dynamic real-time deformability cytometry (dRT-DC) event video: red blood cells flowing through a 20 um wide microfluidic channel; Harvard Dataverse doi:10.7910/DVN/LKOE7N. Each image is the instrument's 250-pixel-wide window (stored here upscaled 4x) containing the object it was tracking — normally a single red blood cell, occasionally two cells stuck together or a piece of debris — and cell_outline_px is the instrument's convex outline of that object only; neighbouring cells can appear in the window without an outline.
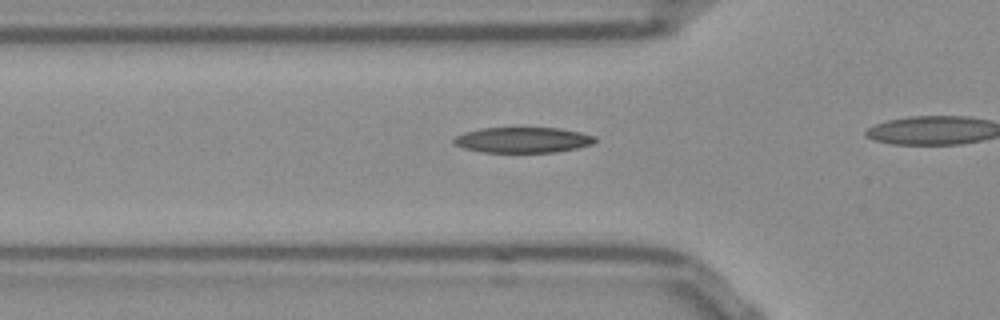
{"species": "Egyptian fruit bat (a non-hibernating species)", "species_latin": "Rousettus aegyptiacus", "temperature_condition": "room temperature", "stored_images_in_passage": 18, "camera_frame_rate_fps": 3000, "um_per_image_px": 0.085, "frame": {"image": 1, "passage_image": 13, "time_ms": 4.0, "image_size_px": [1000, 320], "cell_outline_px": [[596, 140], [592, 144], [576, 148], [556, 152], [484, 152], [464, 148], [452, 144], [452, 140], [456, 136], [464, 132], [480, 128], [560, 128], [580, 132], [596, 136]], "centroid_in_image_um": [44.42, 11.89], "position_along_channel_um": 81.4, "area_um2": 21.04}}
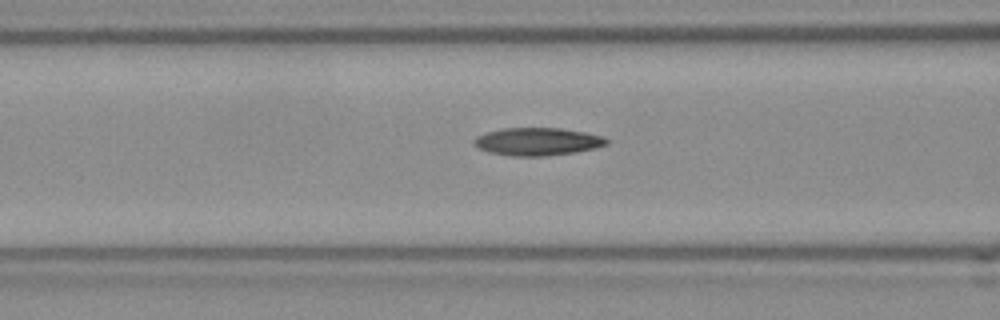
{"frame": {"image": 2, "passage_image": 16, "time_ms": 5.0, "image_size_px": [1000, 320], "cell_outline_px": [[608, 144], [596, 148], [572, 152], [544, 156], [512, 156], [488, 152], [476, 148], [472, 144], [472, 140], [476, 136], [488, 132], [504, 128], [560, 128], [584, 132], [604, 136], [608, 140]], "centroid_in_image_um": [45.65, 12.03], "position_along_channel_um": 121.0, "area_um2": 21.5}}